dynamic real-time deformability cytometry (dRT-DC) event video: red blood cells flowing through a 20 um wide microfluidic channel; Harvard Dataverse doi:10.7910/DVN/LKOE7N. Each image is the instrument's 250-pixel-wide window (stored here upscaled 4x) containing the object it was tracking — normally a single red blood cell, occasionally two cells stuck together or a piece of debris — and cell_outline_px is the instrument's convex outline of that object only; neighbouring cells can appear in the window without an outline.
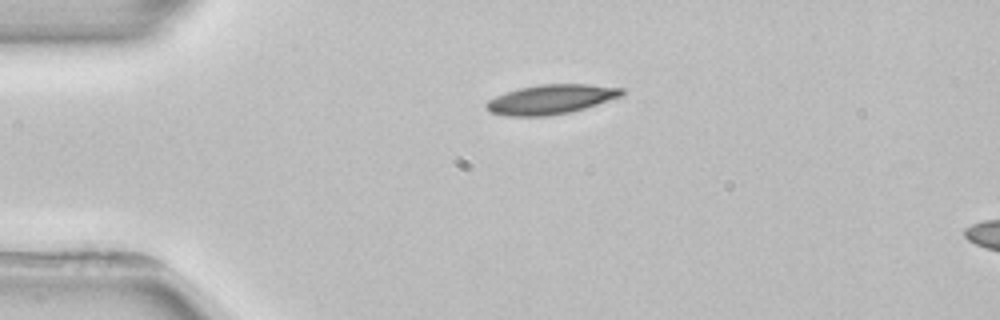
{"species": "common noctule bat (a hibernating species)", "species_latin": "Nyctalus noctula", "temperature_condition": "room temperature", "stored_images_in_passage": 3, "segment_of_instrument_passage": [1, 2], "camera_frame_rate_fps": 3000, "um_per_image_px": 0.085, "animal": {"sex": "female", "body_mass_g": 22.7, "forearm_length_mm": 54.2}, "frame": {"image": 1, "passage_image": 1, "time_ms": 0.0, "image_size_px": [1000, 320], "cell_outline_px": [[624, 92], [620, 96], [572, 112], [548, 116], [508, 116], [492, 112], [484, 108], [484, 104], [488, 100], [496, 96], [520, 88], [540, 84], [588, 84], [624, 88]], "centroid_in_image_um": [46.8, 8.44], "position_along_channel_um": 38.2, "area_um2": 23.12}}